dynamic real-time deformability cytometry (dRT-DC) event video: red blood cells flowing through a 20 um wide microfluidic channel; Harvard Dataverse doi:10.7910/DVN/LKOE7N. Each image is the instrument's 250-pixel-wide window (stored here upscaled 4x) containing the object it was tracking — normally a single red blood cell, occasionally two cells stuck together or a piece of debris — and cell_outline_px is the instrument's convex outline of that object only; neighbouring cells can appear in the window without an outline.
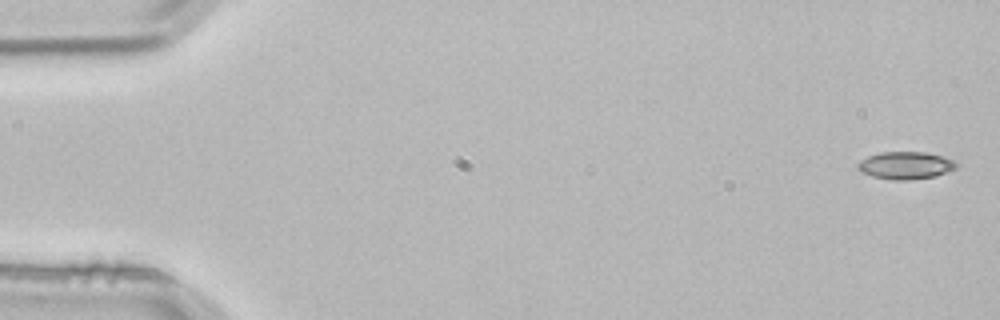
{"species": "common noctule bat (a hibernating species)", "species_latin": "Nyctalus noctula", "temperature_condition": "room temperature", "stored_images_in_passage": 4, "camera_frame_rate_fps": 3000, "um_per_image_px": 0.085, "animal": {"sex": "male", "body_mass_g": 21.5, "forearm_length_mm": 52.0}, "frame": {"image": 1, "passage_image": 1, "time_ms": 0.0, "image_size_px": [1000, 320], "cell_outline_px": [[956, 168], [936, 176], [908, 180], [892, 180], [872, 176], [860, 172], [856, 168], [856, 164], [860, 160], [868, 156], [880, 152], [924, 152], [940, 156], [952, 160], [956, 164]], "centroid_in_image_um": [76.9, 14.06], "position_along_channel_um": 8.1, "area_um2": 15.72}}
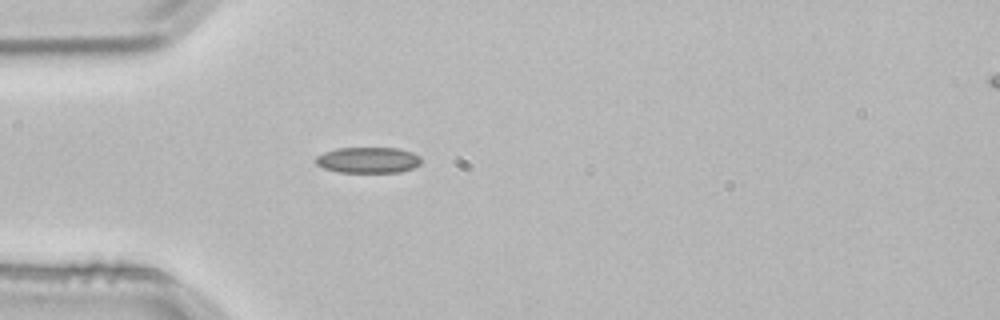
{"frame": {"image": 2, "passage_image": 4, "time_ms": 1.0, "image_size_px": [1000, 320], "cell_outline_px": [[420, 164], [412, 168], [400, 172], [340, 172], [324, 168], [316, 164], [316, 156], [324, 152], [336, 148], [396, 148], [412, 152], [420, 156]], "centroid_in_image_um": [31.28, 13.6], "position_along_channel_um": 53.7, "area_um2": 15.84}}